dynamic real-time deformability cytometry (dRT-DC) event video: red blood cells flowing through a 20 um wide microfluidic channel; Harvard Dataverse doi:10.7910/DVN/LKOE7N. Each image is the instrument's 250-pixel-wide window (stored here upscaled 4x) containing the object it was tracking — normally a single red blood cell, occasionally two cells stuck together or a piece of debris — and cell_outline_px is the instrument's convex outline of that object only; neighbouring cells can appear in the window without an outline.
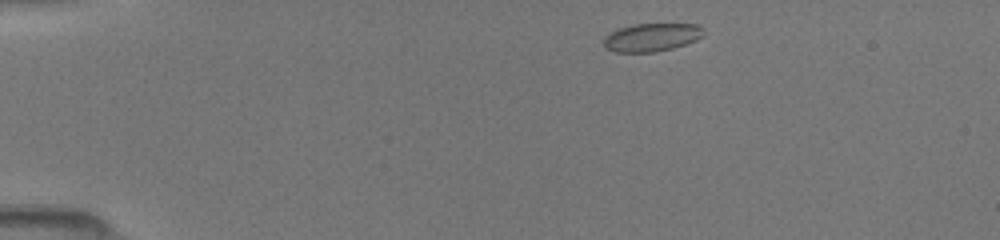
{"species": "common noctule bat (a hibernating species)", "species_latin": "Nyctalus noctula", "temperature_condition": "room temperature", "stored_images_in_passage": 42, "camera_frame_rate_fps": 3000, "um_per_image_px": 0.085, "animal": {"sex": "female", "body_mass_g": 19.5, "forearm_length_mm": 54.1}, "frame": {"image": 1, "passage_image": 2, "time_ms": 0.333, "image_size_px": [1000, 240], "cell_outline_px": [[704, 36], [696, 40], [672, 48], [656, 52], [616, 52], [604, 48], [604, 36], [620, 28], [632, 24], [696, 24], [704, 28]], "centroid_in_image_um": [55.4, 3.17], "position_along_channel_um": 29.6, "area_um2": 16.42}}
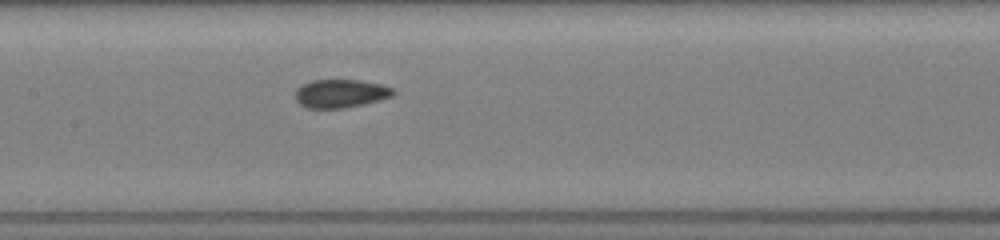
{"frame": {"image": 2, "passage_image": 18, "time_ms": 5.667, "image_size_px": [1000, 240], "cell_outline_px": [[396, 92], [392, 96], [380, 100], [364, 104], [344, 108], [304, 108], [296, 100], [296, 88], [300, 84], [312, 80], [360, 80], [380, 84], [396, 88]], "centroid_in_image_um": [28.96, 7.94], "position_along_channel_um": 178.4, "area_um2": 16.42}}
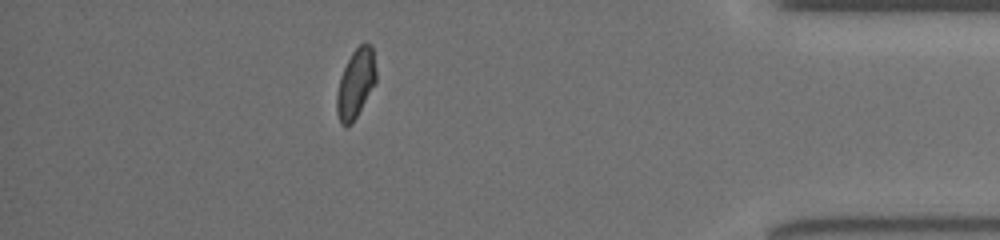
{"frame": {"image": 3, "passage_image": 37, "time_ms": 12.0, "image_size_px": [1000, 240], "cell_outline_px": [[376, 80], [352, 124], [340, 124], [336, 112], [336, 96], [340, 76], [352, 52], [360, 44], [372, 44], [376, 72]], "centroid_in_image_um": [30.21, 7.09], "position_along_channel_um": 405.0, "area_um2": 15.55}}